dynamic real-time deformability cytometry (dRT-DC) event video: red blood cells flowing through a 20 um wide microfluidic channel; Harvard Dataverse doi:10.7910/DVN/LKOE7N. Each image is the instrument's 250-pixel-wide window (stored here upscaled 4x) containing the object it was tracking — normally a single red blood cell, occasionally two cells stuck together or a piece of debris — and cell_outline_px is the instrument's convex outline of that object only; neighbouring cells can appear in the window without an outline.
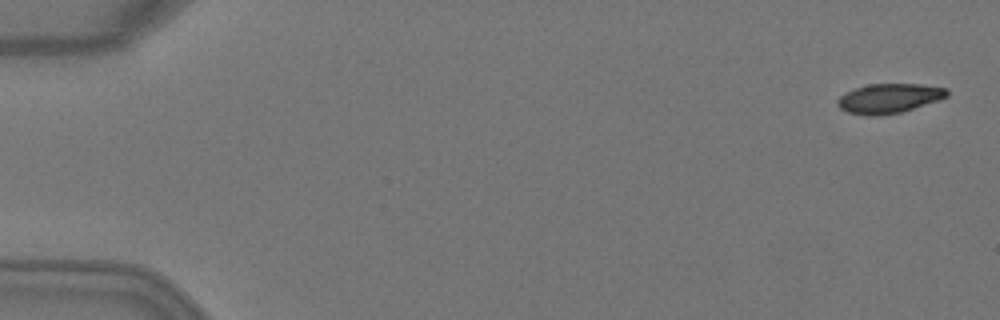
{"species": "Egyptian fruit bat (a non-hibernating species)", "species_latin": "Rousettus aegyptiacus", "temperature_condition": "warm", "stored_images_in_passage": 3, "camera_frame_rate_fps": 3000, "um_per_image_px": 0.085, "animal": {"sex": "female"}, "frame": {"image": 1, "passage_image": 1, "time_ms": 0.0, "image_size_px": [1000, 320], "cell_outline_px": [[948, 96], [940, 100], [900, 112], [876, 116], [868, 116], [848, 112], [840, 108], [836, 104], [836, 100], [840, 96], [856, 88], [868, 84], [920, 84], [948, 88]], "centroid_in_image_um": [75.58, 8.36], "position_along_channel_um": 9.4, "area_um2": 18.79}}